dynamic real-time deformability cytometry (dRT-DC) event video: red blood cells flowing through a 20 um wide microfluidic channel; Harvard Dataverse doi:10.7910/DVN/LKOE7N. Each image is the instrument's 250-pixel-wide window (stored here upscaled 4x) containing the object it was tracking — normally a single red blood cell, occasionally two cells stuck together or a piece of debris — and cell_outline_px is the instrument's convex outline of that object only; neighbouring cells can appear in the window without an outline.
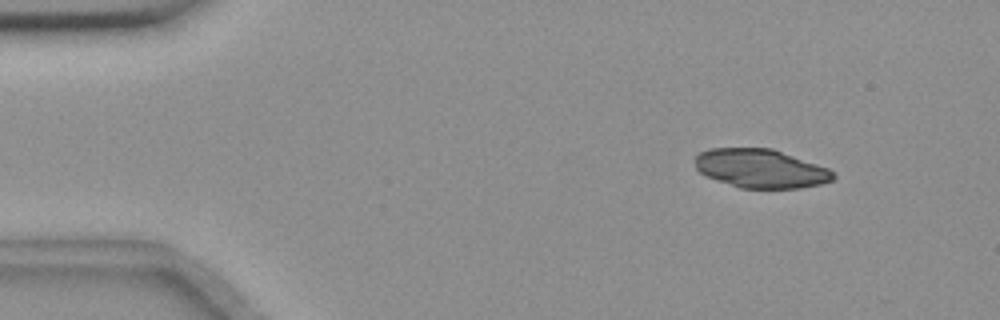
{"species": "common noctule bat (a hibernating species)", "species_latin": "Nyctalus noctula", "temperature_condition": "room temperature", "stored_images_in_passage": 5, "camera_frame_rate_fps": 3000, "um_per_image_px": 0.085, "animal": {"sex": "female", "body_mass_g": 18.4}, "frame": {"image": 1, "passage_image": 2, "time_ms": 1.333, "image_size_px": [1000, 320], "cell_outline_px": [[836, 176], [832, 180], [820, 184], [800, 188], [740, 188], [704, 176], [696, 168], [696, 156], [700, 152], [708, 148], [772, 148], [828, 168], [836, 172]], "centroid_in_image_um": [64.66, 14.32], "position_along_channel_um": 20.3, "area_um2": 31.27}}